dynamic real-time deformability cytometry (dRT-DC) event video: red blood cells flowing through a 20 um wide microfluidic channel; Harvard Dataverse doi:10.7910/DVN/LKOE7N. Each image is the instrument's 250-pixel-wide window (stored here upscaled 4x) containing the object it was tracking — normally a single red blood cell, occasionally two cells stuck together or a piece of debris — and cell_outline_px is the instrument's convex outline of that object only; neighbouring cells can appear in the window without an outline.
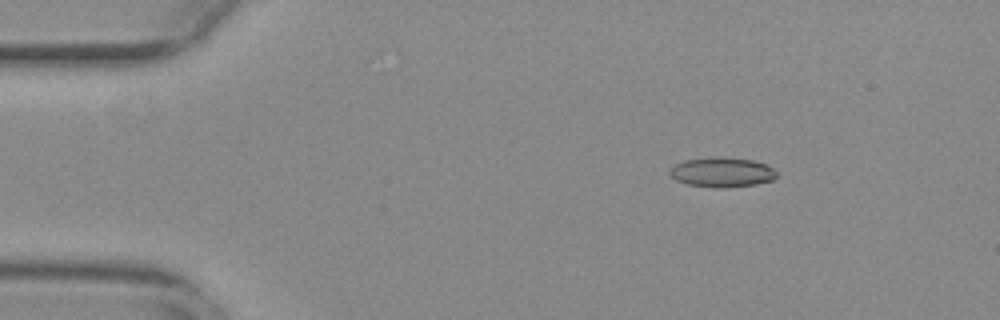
{"species": "common noctule bat (a hibernating species)", "species_latin": "Nyctalus noctula", "temperature_condition": "warm", "stored_images_in_passage": 13, "camera_frame_rate_fps": 3000, "um_per_image_px": 0.085, "animal": {"sex": "female", "body_mass_g": 29.2, "forearm_length_mm": 56.3}, "frame": {"image": 1, "passage_image": 5, "time_ms": 1.333, "image_size_px": [1000, 320], "cell_outline_px": [[776, 176], [772, 180], [756, 184], [724, 188], [716, 188], [688, 184], [676, 180], [668, 172], [676, 164], [684, 160], [752, 160], [764, 164], [772, 168], [776, 172]], "centroid_in_image_um": [61.38, 14.7], "position_along_channel_um": 23.6, "area_um2": 17.4}}
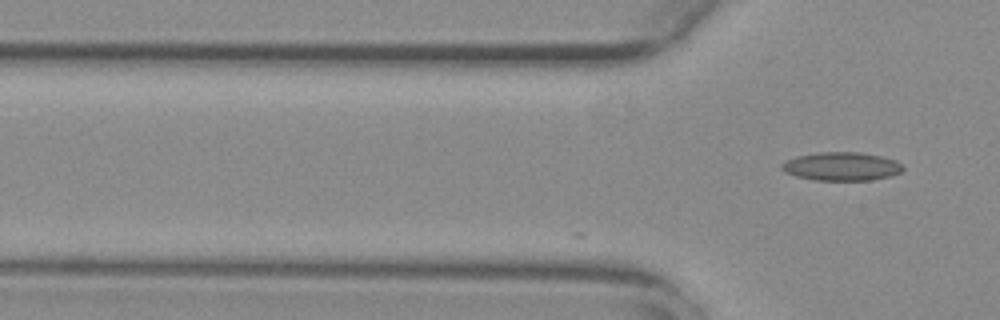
{"frame": {"image": 2, "passage_image": 13, "time_ms": 4.0, "image_size_px": [1000, 320], "cell_outline_px": [[904, 168], [900, 172], [892, 176], [872, 180], [816, 180], [796, 176], [784, 172], [780, 168], [780, 164], [796, 156], [820, 152], [860, 152], [880, 156], [896, 160]], "centroid_in_image_um": [71.53, 14.14], "position_along_channel_um": 54.3, "area_um2": 20.11}}